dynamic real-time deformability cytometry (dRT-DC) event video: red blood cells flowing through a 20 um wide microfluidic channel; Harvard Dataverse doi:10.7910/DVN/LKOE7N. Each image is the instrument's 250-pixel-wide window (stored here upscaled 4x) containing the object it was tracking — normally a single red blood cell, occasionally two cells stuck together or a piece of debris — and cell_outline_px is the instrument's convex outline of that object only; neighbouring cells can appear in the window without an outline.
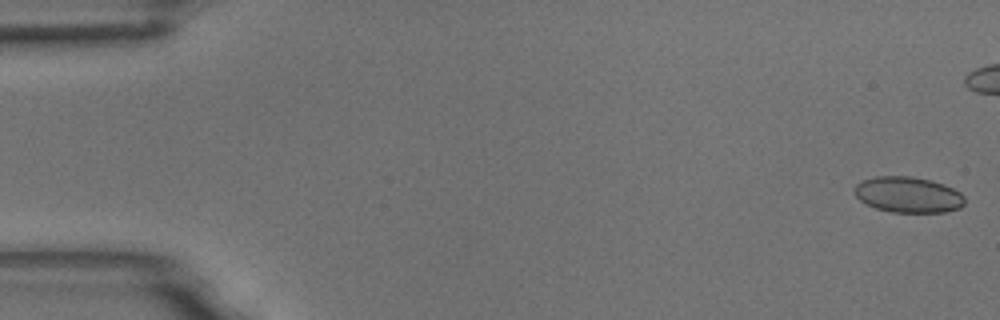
{"species": "common noctule bat (a hibernating species)", "species_latin": "Nyctalus noctula", "temperature_condition": "room temperature", "stored_images_in_passage": 8, "camera_frame_rate_fps": 3000, "um_per_image_px": 0.085, "animal": {"sex": "male", "body_mass_g": 18.8}, "frame": {"image": 1, "passage_image": 1, "time_ms": 0.0, "image_size_px": [1000, 320], "cell_outline_px": [[964, 204], [960, 208], [944, 212], [892, 212], [876, 208], [860, 200], [856, 196], [852, 188], [856, 184], [864, 180], [876, 176], [908, 176], [932, 180], [944, 184], [960, 192], [964, 196]], "centroid_in_image_um": [77.19, 16.54], "position_along_channel_um": 7.8, "area_um2": 23.0}}